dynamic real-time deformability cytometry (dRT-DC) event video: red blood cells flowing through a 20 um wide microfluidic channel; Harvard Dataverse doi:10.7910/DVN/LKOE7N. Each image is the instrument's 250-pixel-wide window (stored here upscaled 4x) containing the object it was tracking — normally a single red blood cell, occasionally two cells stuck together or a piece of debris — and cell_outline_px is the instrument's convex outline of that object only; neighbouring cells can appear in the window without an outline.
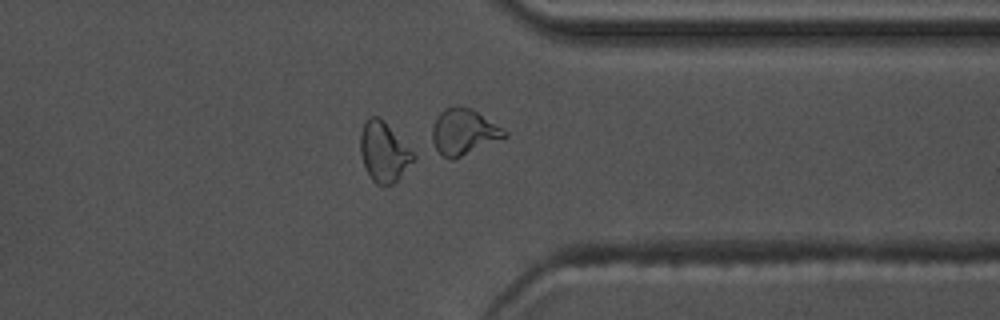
{"species": "common noctule bat (a hibernating species)", "species_latin": "Nyctalus noctula", "temperature_condition": "warm", "stored_images_in_passage": 38, "camera_frame_rate_fps": 3000, "um_per_image_px": 0.085, "animal": {"sex": "male", "body_mass_g": 17.5, "forearm_length_mm": 52.3}, "frame": {"image": 1, "passage_image": 27, "time_ms": 8.667, "image_size_px": [1000, 320], "cell_outline_px": [[416, 160], [392, 184], [376, 184], [372, 180], [364, 164], [360, 152], [360, 132], [368, 116], [380, 116], [384, 120], [416, 156]], "centroid_in_image_um": [32.62, 12.89], "position_along_channel_um": 378.8, "area_um2": 18.32}, "authors_computed_cell_mechanics": {"area_um2": 17.1377, "velocity_mm_per_s": 3.7381, "shape_relaxation_time_tau1_ms": null, "shape_relaxation_time_tau2_ms": 1.3516, "deformation_change_tau1": null, "deformation_change_tau2": 0.0607}}